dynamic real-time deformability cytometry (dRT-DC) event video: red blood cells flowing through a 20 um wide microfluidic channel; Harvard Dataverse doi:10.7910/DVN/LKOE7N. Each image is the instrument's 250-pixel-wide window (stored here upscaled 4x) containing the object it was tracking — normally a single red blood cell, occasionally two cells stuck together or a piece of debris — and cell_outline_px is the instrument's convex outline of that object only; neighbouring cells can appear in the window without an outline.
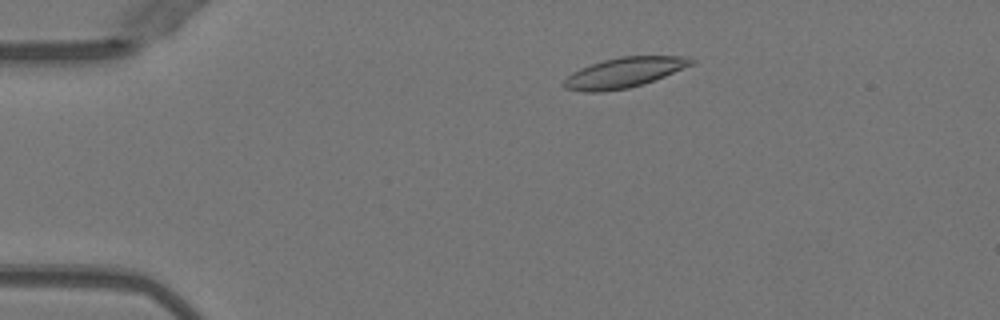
{"species": "Egyptian fruit bat (a non-hibernating species)", "species_latin": "Rousettus aegyptiacus", "temperature_condition": "warm", "stored_images_in_passage": 49, "camera_frame_rate_fps": 3000, "um_per_image_px": 0.085, "animal": {"sex": "female"}, "frame": {"image": 1, "passage_image": 8, "time_ms": 2.333, "image_size_px": [1000, 320], "cell_outline_px": [[696, 60], [692, 64], [664, 76], [644, 84], [628, 88], [600, 92], [584, 92], [564, 88], [560, 84], [572, 72], [580, 68], [604, 60], [620, 56], [680, 56]], "centroid_in_image_um": [52.99, 6.18], "position_along_channel_um": 32.0, "area_um2": 22.2}}
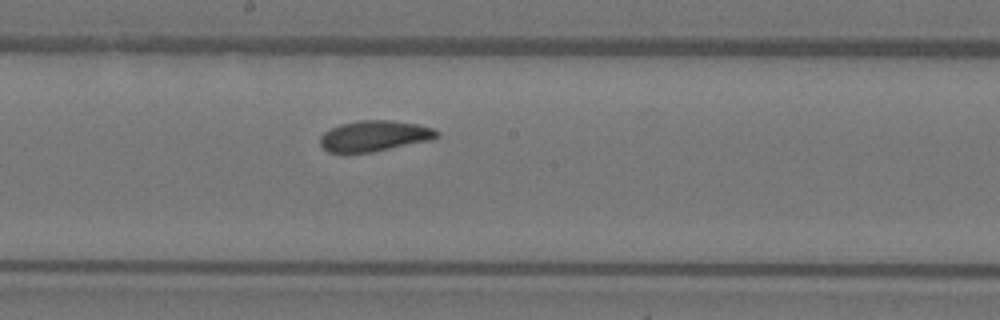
{"frame": {"image": 2, "passage_image": 26, "time_ms": 8.333, "image_size_px": [1000, 320], "cell_outline_px": [[440, 136], [432, 140], [372, 152], [328, 152], [320, 144], [320, 136], [324, 132], [340, 124], [360, 120], [392, 120], [416, 124], [432, 128], [440, 132]], "centroid_in_image_um": [31.85, 11.55], "position_along_channel_um": 216.3, "area_um2": 20.87}}
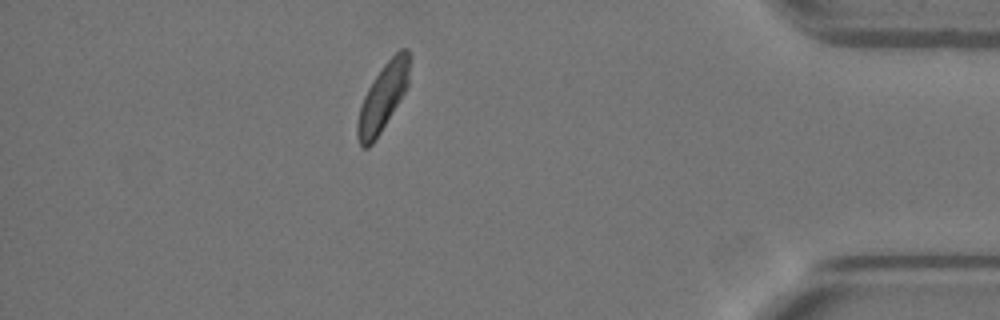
{"frame": {"image": 3, "passage_image": 43, "time_ms": 14.0, "image_size_px": [1000, 320], "cell_outline_px": [[412, 56], [408, 88], [380, 132], [372, 144], [368, 148], [364, 148], [360, 144], [356, 136], [356, 124], [360, 108], [364, 96], [372, 80], [384, 64], [400, 48], [408, 48]], "centroid_in_image_um": [32.58, 8.21], "position_along_channel_um": 402.6, "area_um2": 20.69}, "authors_computed_cell_mechanics": {"area_um2": 21.1548, "velocity_mm_per_s": 3.9944, "shape_relaxation_time_tau1_ms": 3.4873, "shape_relaxation_time_tau2_ms": 5.8131, "deformation_change_tau1": 0.1115, "deformation_change_tau2": 0.1154}}